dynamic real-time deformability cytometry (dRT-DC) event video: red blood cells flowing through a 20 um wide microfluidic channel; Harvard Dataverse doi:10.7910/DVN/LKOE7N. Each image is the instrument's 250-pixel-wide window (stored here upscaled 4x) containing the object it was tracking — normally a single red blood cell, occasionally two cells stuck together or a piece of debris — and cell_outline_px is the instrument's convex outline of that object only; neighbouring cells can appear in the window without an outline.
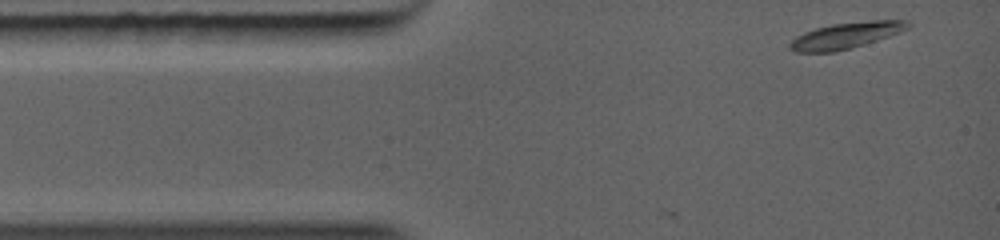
{"species": "common noctule bat (a hibernating species)", "species_latin": "Nyctalus noctula", "temperature_condition": "warm", "stored_images_in_passage": 37, "camera_frame_rate_fps": 5000, "um_per_image_px": 0.085, "animal": {"sex": "female", "body_mass_g": 19.0, "forearm_length_mm": 56.7}, "frame": {"image": 1, "passage_image": 1, "time_ms": 0.0, "image_size_px": [1000, 240], "cell_outline_px": [[912, 24], [908, 28], [900, 32], [864, 44], [832, 52], [796, 52], [788, 48], [788, 44], [796, 36], [804, 32], [816, 28], [832, 24], [872, 20], [908, 20]], "centroid_in_image_um": [71.89, 3.0], "position_along_channel_um": 13.1, "area_um2": 17.8}}
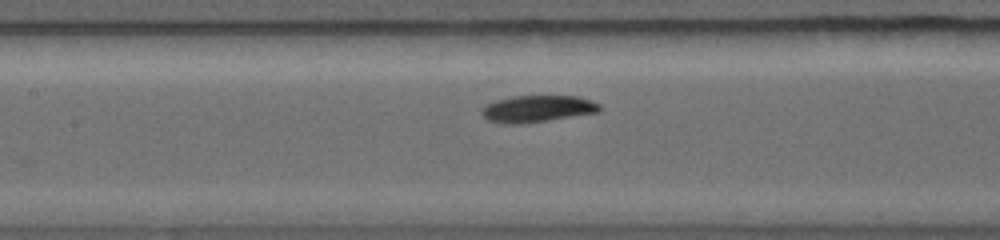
{"frame": {"image": 2, "passage_image": 13, "time_ms": 4.2, "image_size_px": [1000, 240], "cell_outline_px": [[600, 112], [548, 120], [520, 124], [500, 124], [488, 120], [480, 112], [488, 104], [496, 100], [512, 96], [576, 96], [592, 100], [600, 104]], "centroid_in_image_um": [45.69, 9.25], "position_along_channel_um": 161.7, "area_um2": 18.38}}
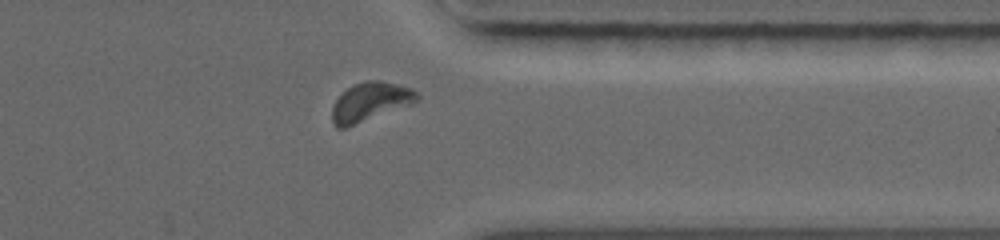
{"frame": {"image": 3, "passage_image": 32, "time_ms": 8.8, "image_size_px": [1000, 240], "cell_outline_px": [[420, 96], [412, 104], [344, 128], [336, 128], [332, 120], [332, 104], [348, 88], [364, 80], [380, 80], [400, 84], [412, 88]], "centroid_in_image_um": [31.48, 8.64], "position_along_channel_um": 379.9, "area_um2": 19.07}}